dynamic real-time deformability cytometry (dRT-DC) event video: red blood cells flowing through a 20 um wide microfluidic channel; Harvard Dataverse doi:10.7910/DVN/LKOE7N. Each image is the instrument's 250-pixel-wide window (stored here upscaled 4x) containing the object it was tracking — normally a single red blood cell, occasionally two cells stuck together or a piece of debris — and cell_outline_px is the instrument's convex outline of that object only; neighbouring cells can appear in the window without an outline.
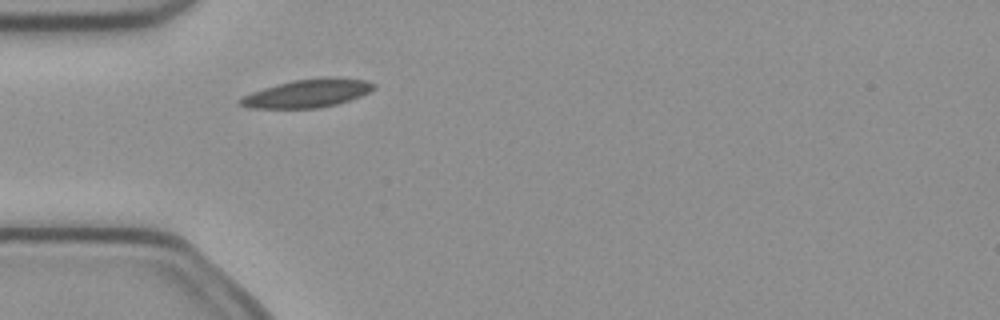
{"species": "common noctule bat (a hibernating species)", "species_latin": "Nyctalus noctula", "temperature_condition": "cold", "stored_images_in_passage": 1, "camera_frame_rate_fps": 3000, "um_per_image_px": 0.085, "animal": {"sex": "female", "body_mass_g": 21.9}, "frame": {"image": 1, "passage_image": 1, "time_ms": 0.0, "image_size_px": [1000, 320], "cell_outline_px": [[376, 88], [360, 96], [336, 104], [320, 108], [248, 108], [236, 104], [236, 100], [240, 96], [264, 88], [292, 80], [328, 76], [340, 76], [368, 80], [376, 84]], "centroid_in_image_um": [26.13, 7.92], "position_along_channel_um": 58.9, "area_um2": 22.43}}